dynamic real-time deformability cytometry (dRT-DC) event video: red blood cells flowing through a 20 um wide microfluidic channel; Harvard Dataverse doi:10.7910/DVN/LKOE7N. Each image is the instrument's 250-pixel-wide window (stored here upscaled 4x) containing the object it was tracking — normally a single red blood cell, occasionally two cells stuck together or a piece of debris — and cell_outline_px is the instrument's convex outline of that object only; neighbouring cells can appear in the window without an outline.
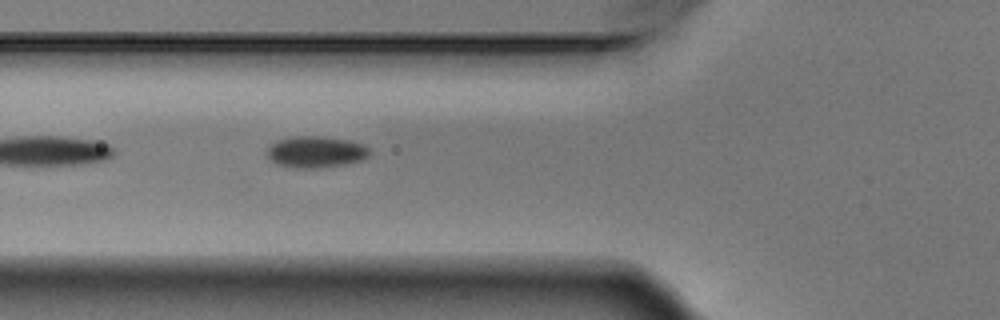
{"species": "Egyptian fruit bat (a non-hibernating species)", "species_latin": "Rousettus aegyptiacus", "temperature_condition": "warm", "stored_images_in_passage": 2, "camera_frame_rate_fps": 3000, "um_per_image_px": 0.085, "animal": {"sex": "male"}, "frame": {"image": 1, "passage_image": 2, "time_ms": 0.333, "image_size_px": [1000, 320], "cell_outline_px": [[368, 156], [360, 160], [348, 164], [320, 168], [296, 168], [280, 164], [272, 160], [268, 156], [268, 148], [276, 140], [292, 136], [316, 136], [348, 140], [364, 144], [368, 148]], "centroid_in_image_um": [26.86, 12.91], "position_along_channel_um": 98.9, "area_um2": 18.61}}